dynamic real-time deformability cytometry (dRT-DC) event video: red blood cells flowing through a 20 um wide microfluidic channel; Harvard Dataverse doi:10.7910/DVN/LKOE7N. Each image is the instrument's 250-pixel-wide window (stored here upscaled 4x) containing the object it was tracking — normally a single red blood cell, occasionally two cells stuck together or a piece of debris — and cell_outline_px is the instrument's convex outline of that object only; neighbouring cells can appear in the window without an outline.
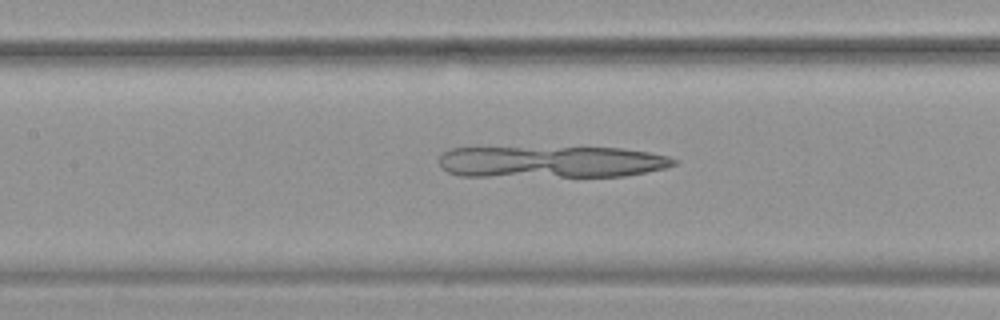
{"species": "common noctule bat (a hibernating species)", "species_latin": "Nyctalus noctula", "temperature_condition": "warm", "stored_images_in_passage": 47, "camera_frame_rate_fps": 3000, "um_per_image_px": 0.085, "animal": {"sex": "female", "body_mass_g": 19.9}, "frame": {"image": 1, "passage_image": 19, "time_ms": 6.0, "image_size_px": [1000, 320], "cell_outline_px": [[680, 160], [676, 164], [668, 168], [624, 176], [460, 176], [448, 172], [440, 168], [440, 152], [448, 148], [620, 148], [648, 152], [668, 156]], "centroid_in_image_um": [46.87, 13.76], "position_along_channel_um": 160.5, "area_um2": 43.52}}
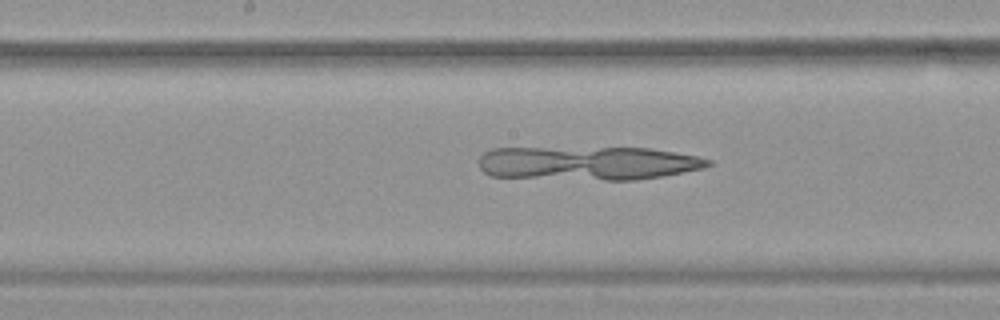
{"frame": {"image": 2, "passage_image": 22, "time_ms": 7.0, "image_size_px": [1000, 320], "cell_outline_px": [[712, 164], [704, 168], [660, 176], [636, 180], [604, 180], [492, 176], [484, 172], [480, 168], [480, 156], [484, 152], [492, 148], [648, 148], [676, 152], [696, 156], [712, 160]], "centroid_in_image_um": [49.98, 13.86], "position_along_channel_um": 198.2, "area_um2": 44.97}}